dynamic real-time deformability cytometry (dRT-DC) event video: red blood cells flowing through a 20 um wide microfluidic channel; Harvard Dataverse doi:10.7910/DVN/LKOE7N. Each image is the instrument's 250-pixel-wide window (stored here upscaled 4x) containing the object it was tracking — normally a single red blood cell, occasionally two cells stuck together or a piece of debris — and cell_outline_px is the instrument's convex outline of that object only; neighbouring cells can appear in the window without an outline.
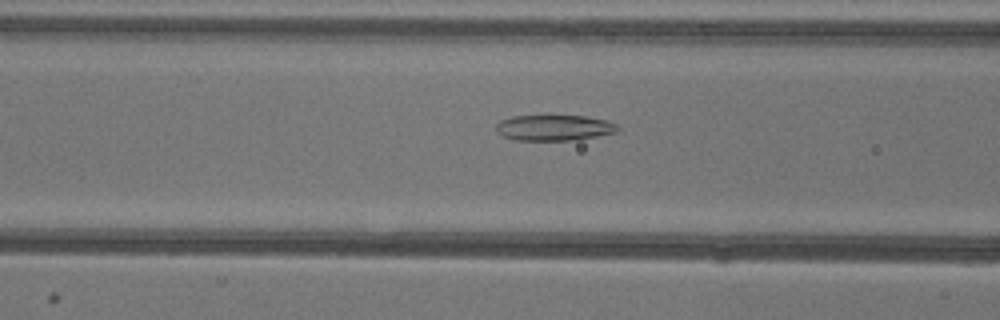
{"species": "common noctule bat (a hibernating species)", "species_latin": "Nyctalus noctula", "temperature_condition": "warm", "stored_images_in_passage": 52, "camera_frame_rate_fps": 3000, "um_per_image_px": 0.085, "animal": {"sex": "female"}, "frame": {"image": 1, "passage_image": 20, "time_ms": 6.333, "image_size_px": [1000, 320], "cell_outline_px": [[620, 128], [616, 132], [596, 136], [568, 140], [512, 140], [496, 132], [496, 124], [500, 120], [512, 116], [584, 116], [604, 120], [616, 124]], "centroid_in_image_um": [47.04, 10.86], "position_along_channel_um": 119.6, "area_um2": 18.03}}
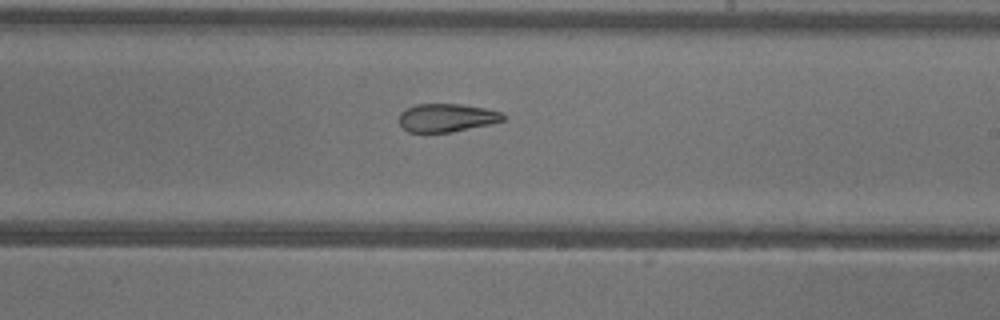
{"frame": {"image": 2, "passage_image": 30, "time_ms": 9.667, "image_size_px": [1000, 320], "cell_outline_px": [[508, 116], [504, 120], [492, 124], [452, 132], [408, 132], [400, 124], [400, 112], [416, 104], [460, 104], [484, 108], [500, 112]], "centroid_in_image_um": [38.01, 10.01], "position_along_channel_um": 251.0, "area_um2": 17.11}}
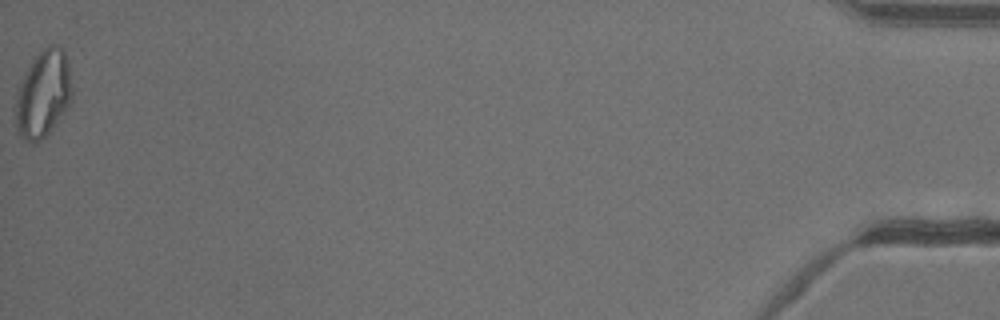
{"frame": {"image": 3, "passage_image": 52, "time_ms": 17.0, "image_size_px": [1000, 320], "cell_outline_px": [[72, 100], [48, 132], [40, 140], [32, 144], [24, 140], [20, 136], [16, 128], [16, 96], [24, 76], [32, 60], [48, 44], [52, 44], [60, 48], [64, 52], [68, 64], [72, 88]], "centroid_in_image_um": [3.67, 7.99], "position_along_channel_um": 431.5, "area_um2": 28.03}, "authors_computed_cell_mechanics": {"area_um2": 21.5594, "velocity_mm_per_s": 3.9418, "shape_relaxation_time_tau1_ms": null, "shape_relaxation_time_tau2_ms": 2.772, "deformation_change_tau1": null, "deformation_change_tau2": 0.1024}}